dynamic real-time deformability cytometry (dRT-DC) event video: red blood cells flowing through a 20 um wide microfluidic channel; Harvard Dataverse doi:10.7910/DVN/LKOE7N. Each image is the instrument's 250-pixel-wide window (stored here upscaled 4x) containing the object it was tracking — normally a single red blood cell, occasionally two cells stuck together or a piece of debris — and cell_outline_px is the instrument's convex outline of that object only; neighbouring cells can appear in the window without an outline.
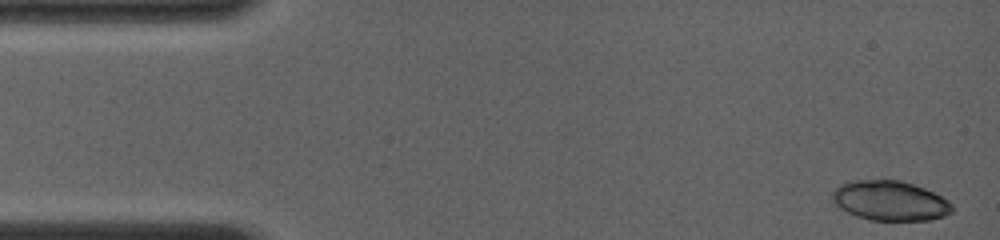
{"species": "common noctule bat (a hibernating species)", "species_latin": "Nyctalus noctula", "temperature_condition": "room temperature", "stored_images_in_passage": 8, "camera_frame_rate_fps": 4000, "um_per_image_px": 0.085, "animal": {"sex": "female", "body_mass_g": 19.0, "forearm_length_mm": 56.7}, "frame": {"image": 1, "passage_image": 1, "time_ms": 0.0, "image_size_px": [1000, 240], "cell_outline_px": [[952, 212], [944, 216], [928, 220], [872, 220], [856, 216], [840, 208], [832, 200], [832, 192], [840, 184], [848, 180], [900, 180], [924, 188], [948, 200], [952, 204]], "centroid_in_image_um": [75.63, 17.05], "position_along_channel_um": 9.4, "area_um2": 27.69}}
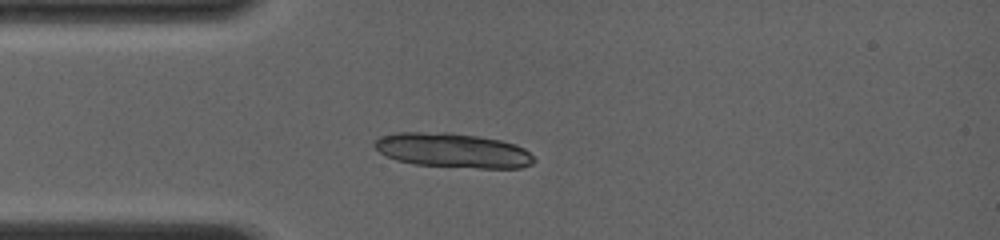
{"frame": {"image": 2, "passage_image": 8, "time_ms": 3.5, "image_size_px": [1000, 240], "cell_outline_px": [[536, 160], [532, 164], [520, 168], [480, 168], [416, 164], [396, 160], [380, 152], [372, 144], [380, 136], [396, 132], [448, 132], [480, 136], [500, 140], [516, 144], [524, 148]], "centroid_in_image_um": [38.5, 12.77], "position_along_channel_um": 46.5, "area_um2": 32.08}}